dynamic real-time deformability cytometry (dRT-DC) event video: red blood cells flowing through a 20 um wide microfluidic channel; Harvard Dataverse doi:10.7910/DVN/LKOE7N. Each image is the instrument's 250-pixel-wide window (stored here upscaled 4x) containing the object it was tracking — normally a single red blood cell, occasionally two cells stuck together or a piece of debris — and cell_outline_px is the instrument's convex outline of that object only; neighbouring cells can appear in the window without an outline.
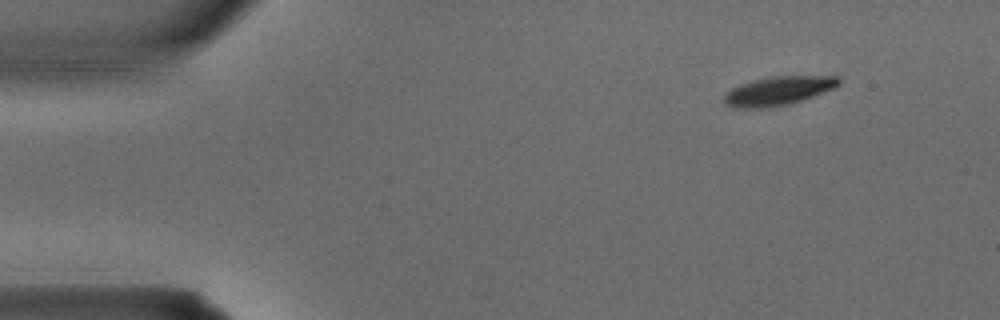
{"species": "common noctule bat (a hibernating species)", "species_latin": "Nyctalus noctula", "temperature_condition": "warm", "stored_images_in_passage": 3, "camera_frame_rate_fps": 3000, "um_per_image_px": 0.085, "animal": {"sex": "male", "body_mass_g": 15.6}, "frame": {"image": 1, "passage_image": 1, "time_ms": 0.0, "image_size_px": [1000, 320], "cell_outline_px": [[840, 84], [832, 88], [812, 96], [788, 104], [764, 108], [732, 108], [724, 104], [724, 96], [732, 88], [740, 84], [772, 76], [836, 76], [840, 80]], "centroid_in_image_um": [66.1, 7.73], "position_along_channel_um": 18.9, "area_um2": 18.9}}
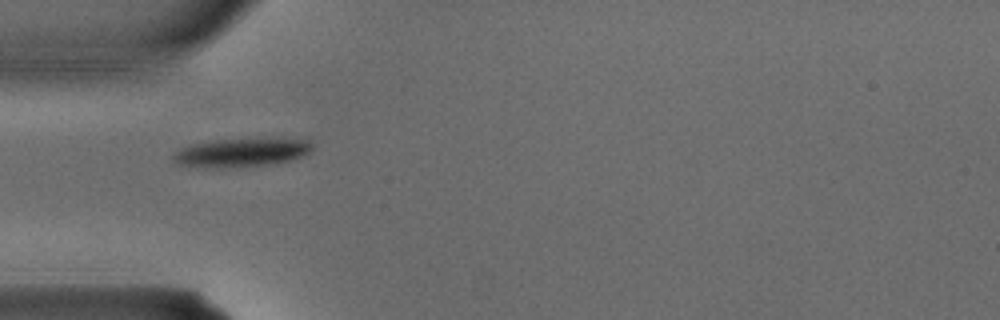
{"frame": {"image": 2, "passage_image": 3, "time_ms": 0.667, "image_size_px": [1000, 320], "cell_outline_px": [[312, 148], [308, 152], [300, 156], [288, 160], [272, 164], [220, 168], [196, 168], [180, 164], [172, 160], [172, 152], [180, 148], [192, 144], [216, 140], [308, 140], [312, 144]], "centroid_in_image_um": [20.37, 13.0], "position_along_channel_um": 64.6, "area_um2": 22.6}}